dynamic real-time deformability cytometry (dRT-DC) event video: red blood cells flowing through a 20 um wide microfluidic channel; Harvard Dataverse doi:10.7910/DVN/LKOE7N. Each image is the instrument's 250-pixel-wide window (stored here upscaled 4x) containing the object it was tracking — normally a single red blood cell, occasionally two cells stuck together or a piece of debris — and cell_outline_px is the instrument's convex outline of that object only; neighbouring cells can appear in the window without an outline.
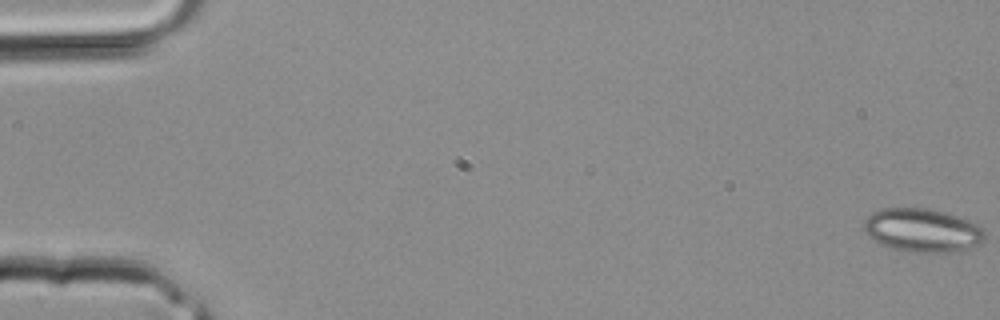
{"species": "common noctule bat (a hibernating species)", "species_latin": "Nyctalus noctula", "temperature_condition": "room temperature", "stored_images_in_passage": 4, "camera_frame_rate_fps": 3000, "um_per_image_px": 0.085, "animal": {"sex": "male", "body_mass_g": 20.4}, "frame": {"image": 1, "passage_image": 1, "time_ms": 0.0, "image_size_px": [1000, 320], "cell_outline_px": [[984, 240], [968, 248], [948, 252], [908, 252], [892, 248], [880, 244], [868, 236], [864, 228], [864, 220], [872, 212], [880, 208], [928, 208], [944, 212], [968, 220], [976, 224], [984, 232]], "centroid_in_image_um": [78.34, 19.57], "position_along_channel_um": 6.7, "area_um2": 30.4}}